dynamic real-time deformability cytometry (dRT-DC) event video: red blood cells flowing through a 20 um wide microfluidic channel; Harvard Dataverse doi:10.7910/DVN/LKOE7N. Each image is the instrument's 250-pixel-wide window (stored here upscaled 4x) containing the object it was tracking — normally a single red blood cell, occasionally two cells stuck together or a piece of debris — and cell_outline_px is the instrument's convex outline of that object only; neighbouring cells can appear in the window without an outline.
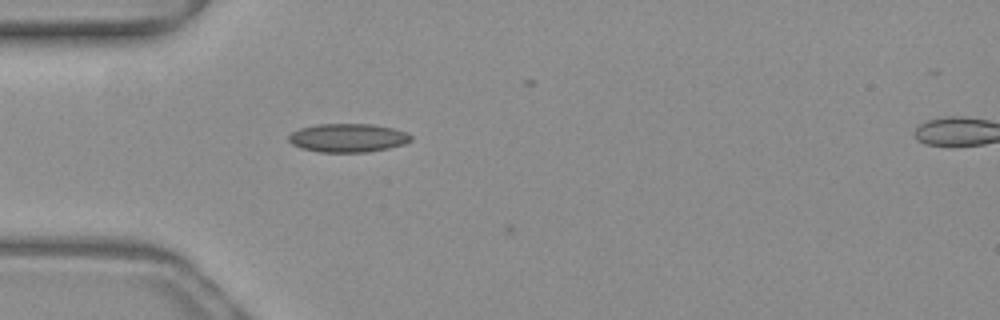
{"species": "common noctule bat (a hibernating species)", "species_latin": "Nyctalus noctula", "temperature_condition": "warm", "stored_images_in_passage": 9, "camera_frame_rate_fps": 3000, "um_per_image_px": 0.085, "animal": {"sex": "female", "body_mass_g": 19.3, "forearm_length_mm": 54.1}, "frame": {"image": 1, "passage_image": 8, "time_ms": 2.333, "image_size_px": [1000, 320], "cell_outline_px": [[412, 140], [404, 144], [388, 148], [368, 152], [316, 152], [300, 148], [292, 144], [288, 140], [288, 136], [292, 132], [300, 128], [320, 124], [372, 124], [392, 128], [404, 132], [412, 136]], "centroid_in_image_um": [29.54, 11.73], "position_along_channel_um": 55.5, "area_um2": 20.35}}